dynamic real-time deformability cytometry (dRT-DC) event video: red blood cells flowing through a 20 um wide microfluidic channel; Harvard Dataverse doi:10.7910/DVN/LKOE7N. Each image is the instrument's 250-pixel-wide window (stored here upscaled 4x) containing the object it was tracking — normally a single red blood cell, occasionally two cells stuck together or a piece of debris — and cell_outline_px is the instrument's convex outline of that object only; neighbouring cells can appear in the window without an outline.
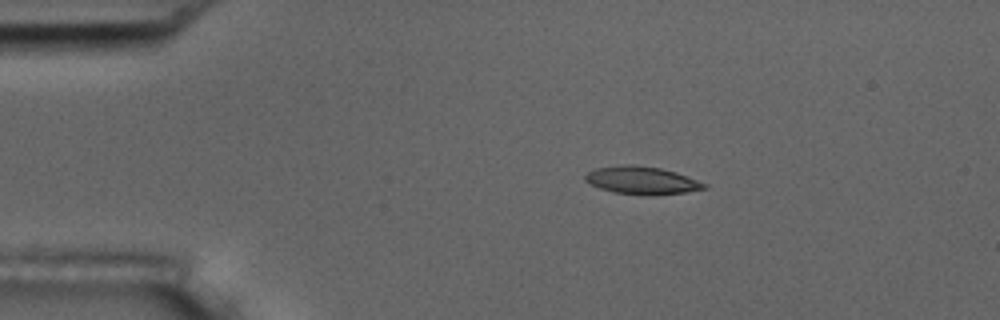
{"species": "common noctule bat (a hibernating species)", "species_latin": "Nyctalus noctula", "temperature_condition": "room temperature", "stored_images_in_passage": 3, "camera_frame_rate_fps": 3000, "um_per_image_px": 0.085, "animal": {"sex": "male", "body_mass_g": 17.5, "forearm_length_mm": 52.3}, "frame": {"image": 1, "passage_image": 2, "time_ms": 1.0, "image_size_px": [1000, 320], "cell_outline_px": [[708, 188], [684, 192], [644, 196], [616, 192], [600, 188], [584, 180], [584, 176], [588, 172], [596, 168], [624, 164], [632, 164], [660, 168], [676, 172], [708, 184]], "centroid_in_image_um": [54.57, 15.33], "position_along_channel_um": 30.4, "area_um2": 19.19}}